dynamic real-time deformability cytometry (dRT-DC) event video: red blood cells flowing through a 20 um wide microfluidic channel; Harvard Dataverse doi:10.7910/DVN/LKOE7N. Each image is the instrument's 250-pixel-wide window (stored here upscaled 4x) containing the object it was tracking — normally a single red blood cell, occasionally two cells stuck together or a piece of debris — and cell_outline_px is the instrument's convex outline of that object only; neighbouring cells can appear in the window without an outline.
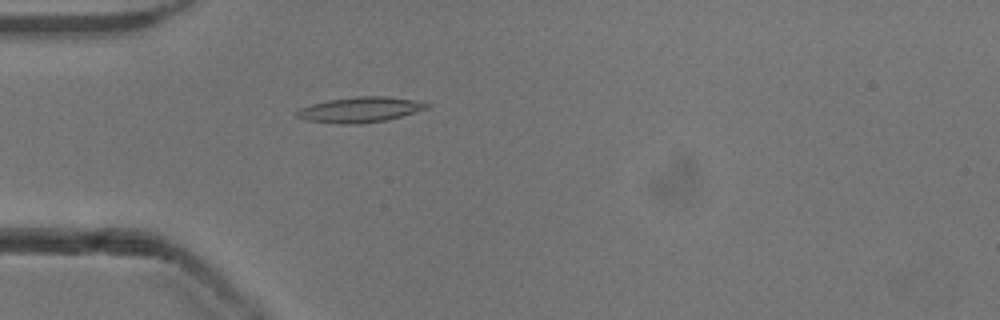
{"species": "common noctule bat (a hibernating species)", "species_latin": "Nyctalus noctula", "temperature_condition": "cold", "stored_images_in_passage": 52, "camera_frame_rate_fps": 3000, "um_per_image_px": 0.085, "animal": {"sex": "male", "body_mass_g": 13.3}, "frame": {"image": 1, "passage_image": 15, "time_ms": 4.667, "image_size_px": [1000, 320], "cell_outline_px": [[432, 104], [428, 108], [400, 116], [384, 120], [360, 124], [340, 124], [304, 120], [296, 116], [292, 112], [300, 108], [312, 104], [328, 100], [356, 96], [388, 96], [412, 100]], "centroid_in_image_um": [30.54, 9.32], "position_along_channel_um": 54.5, "area_um2": 19.19}}
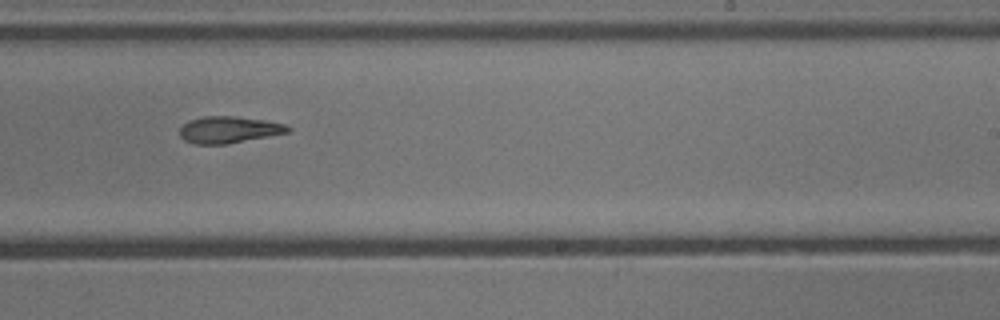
{"frame": {"image": 2, "passage_image": 32, "time_ms": 10.333, "image_size_px": [1000, 320], "cell_outline_px": [[292, 132], [228, 144], [192, 144], [184, 140], [180, 136], [180, 128], [188, 120], [204, 116], [236, 116], [264, 120], [284, 124], [292, 128]], "centroid_in_image_um": [19.47, 11.03], "position_along_channel_um": 269.5, "area_um2": 17.05}}
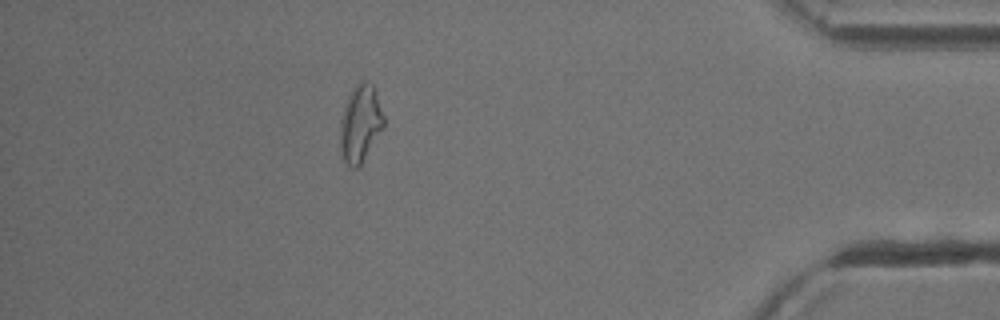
{"frame": {"image": 3, "passage_image": 46, "time_ms": 15.0, "image_size_px": [1000, 320], "cell_outline_px": [[384, 124], [360, 164], [356, 168], [352, 168], [344, 160], [340, 148], [340, 120], [344, 104], [352, 88], [356, 84], [364, 80], [368, 80], [372, 84], [384, 116]], "centroid_in_image_um": [30.59, 10.45], "position_along_channel_um": 404.6, "area_um2": 19.19}, "authors_computed_cell_mechanics": {"area_um2": 17.918, "velocity_mm_per_s": 3.9245, "shape_relaxation_time_tau1_ms": 8.3102, "shape_relaxation_time_tau2_ms": 8.9859, "deformation_change_tau1": 0.2556, "deformation_change_tau2": 0.2058}}